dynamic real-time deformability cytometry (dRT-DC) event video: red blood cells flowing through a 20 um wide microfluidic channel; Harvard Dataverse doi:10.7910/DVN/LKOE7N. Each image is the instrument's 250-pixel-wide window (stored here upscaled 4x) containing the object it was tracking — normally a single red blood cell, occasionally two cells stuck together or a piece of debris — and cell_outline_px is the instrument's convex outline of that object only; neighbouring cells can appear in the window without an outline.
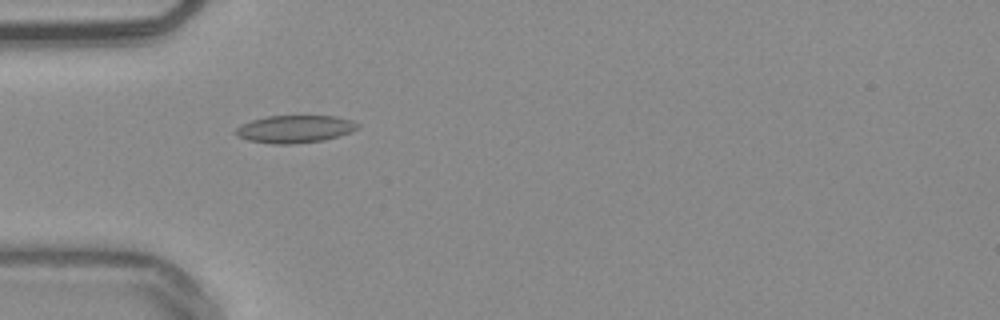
{"species": "common noctule bat (a hibernating species)", "species_latin": "Nyctalus noctula", "temperature_condition": "warm", "stored_images_in_passage": 53, "camera_frame_rate_fps": 3000, "um_per_image_px": 0.085, "animal": {"sex": "male", "body_mass_g": 20.4}, "frame": {"image": 1, "passage_image": 17, "time_ms": 5.333, "image_size_px": [1000, 320], "cell_outline_px": [[360, 128], [352, 132], [324, 140], [292, 144], [272, 144], [248, 140], [236, 136], [232, 132], [236, 128], [252, 120], [268, 116], [336, 116], [352, 120], [360, 124]], "centroid_in_image_um": [25.08, 10.97], "position_along_channel_um": 59.9, "area_um2": 19.71}}
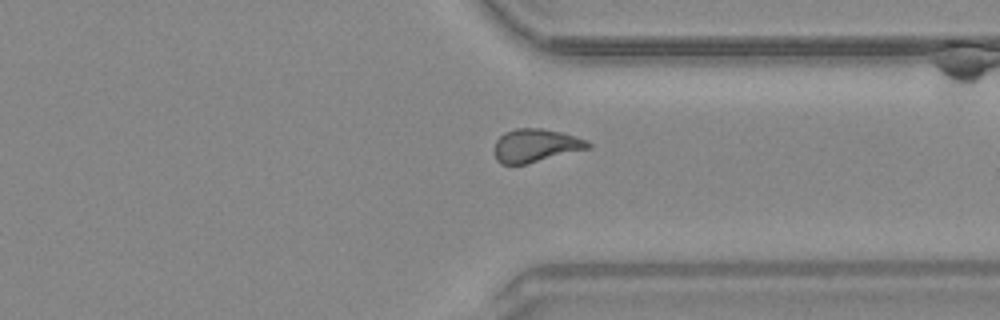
{"frame": {"image": 2, "passage_image": 41, "time_ms": 13.333, "image_size_px": [1000, 320], "cell_outline_px": [[592, 144], [588, 148], [524, 164], [500, 164], [496, 160], [496, 140], [504, 132], [516, 128], [540, 128], [560, 132], [588, 140]], "centroid_in_image_um": [45.51, 12.35], "position_along_channel_um": 365.9, "area_um2": 17.74}}
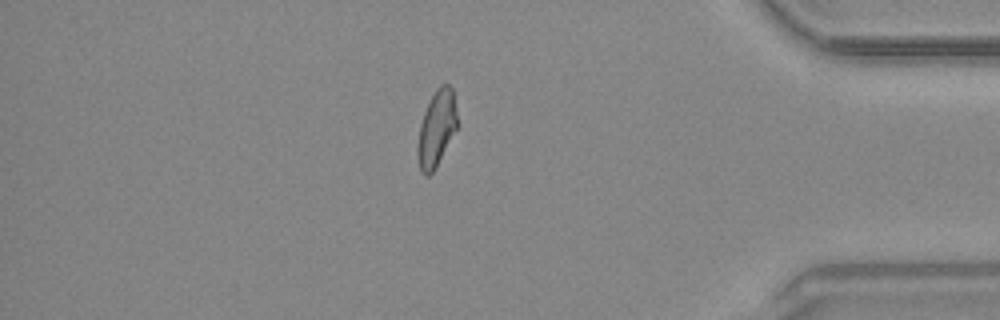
{"frame": {"image": 3, "passage_image": 46, "time_ms": 15.0, "image_size_px": [1000, 320], "cell_outline_px": [[456, 128], [436, 168], [428, 176], [424, 176], [420, 172], [416, 156], [416, 148], [420, 124], [424, 112], [436, 88], [440, 84], [448, 84], [452, 88], [456, 112]], "centroid_in_image_um": [37.06, 10.97], "position_along_channel_um": 398.1, "area_um2": 17.46}, "authors_computed_cell_mechanics": {"area_um2": 18.207, "velocity_mm_per_s": 3.8502, "shape_relaxation_time_tau1_ms": null, "shape_relaxation_time_tau2_ms": 1.8485, "deformation_change_tau1": null, "deformation_change_tau2": 0.0588}}